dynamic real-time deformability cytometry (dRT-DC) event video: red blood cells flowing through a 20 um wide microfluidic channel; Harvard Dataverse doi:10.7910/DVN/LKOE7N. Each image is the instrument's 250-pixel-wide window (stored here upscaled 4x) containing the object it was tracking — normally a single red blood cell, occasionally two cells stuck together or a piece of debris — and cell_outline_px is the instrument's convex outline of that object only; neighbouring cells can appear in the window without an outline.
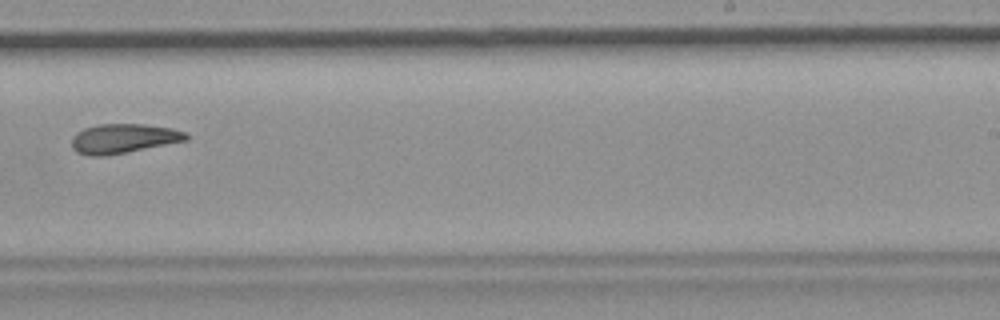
{"species": "common noctule bat (a hibernating species)", "species_latin": "Nyctalus noctula", "temperature_condition": "room temperature", "stored_images_in_passage": 10, "camera_frame_rate_fps": 3000, "um_per_image_px": 0.085, "animal": {"sex": "female", "body_mass_g": 19.9}, "frame": {"image": 1, "passage_image": 10, "time_ms": 11.333, "image_size_px": [1000, 320], "cell_outline_px": [[188, 140], [128, 152], [104, 156], [88, 156], [76, 152], [72, 148], [72, 136], [76, 132], [84, 128], [96, 124], [144, 124], [172, 128], [184, 132], [188, 136]], "centroid_in_image_um": [10.45, 11.78], "position_along_channel_um": 278.5, "area_um2": 19.77}}